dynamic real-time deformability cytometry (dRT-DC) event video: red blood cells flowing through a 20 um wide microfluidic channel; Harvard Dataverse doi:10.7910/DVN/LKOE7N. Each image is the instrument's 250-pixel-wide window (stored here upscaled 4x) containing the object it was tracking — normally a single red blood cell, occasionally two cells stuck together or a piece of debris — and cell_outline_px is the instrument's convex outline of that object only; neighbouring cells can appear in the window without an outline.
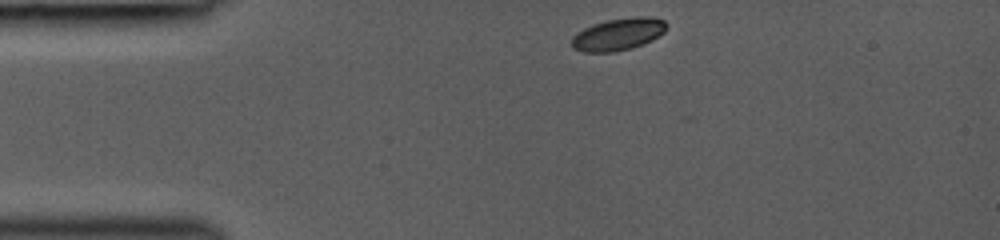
{"species": "common noctule bat (a hibernating species)", "species_latin": "Nyctalus noctula", "temperature_condition": "room temperature", "stored_images_in_passage": 3, "camera_frame_rate_fps": 3000, "um_per_image_px": 0.085, "animal": {"sex": "female", "body_mass_g": 19.0, "forearm_length_mm": 53.3}, "frame": {"image": 1, "passage_image": 1, "time_ms": 0.0, "image_size_px": [1000, 240], "cell_outline_px": [[668, 28], [664, 32], [652, 40], [644, 44], [632, 48], [612, 52], [584, 52], [572, 48], [572, 36], [576, 32], [592, 24], [608, 20], [632, 16], [652, 16], [664, 20], [668, 24]], "centroid_in_image_um": [52.58, 2.9], "position_along_channel_um": 32.4, "area_um2": 18.09}}